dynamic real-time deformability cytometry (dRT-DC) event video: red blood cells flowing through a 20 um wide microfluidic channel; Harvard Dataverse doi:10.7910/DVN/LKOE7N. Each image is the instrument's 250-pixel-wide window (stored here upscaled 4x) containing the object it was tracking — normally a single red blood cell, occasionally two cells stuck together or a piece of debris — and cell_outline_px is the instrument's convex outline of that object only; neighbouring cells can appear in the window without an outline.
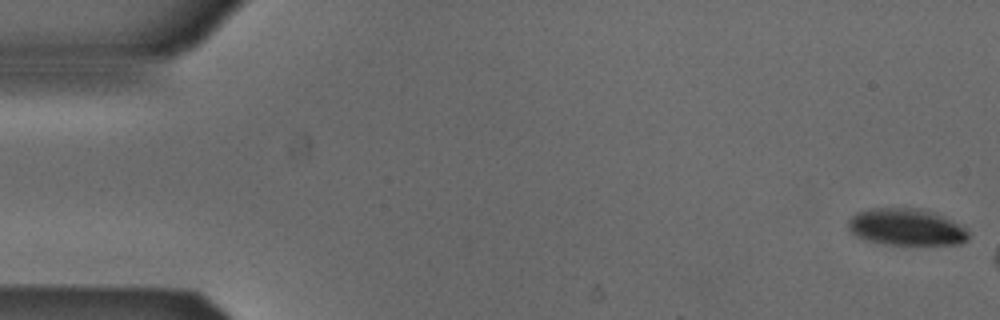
{"species": "Egyptian fruit bat (a non-hibernating species)", "species_latin": "Rousettus aegyptiacus", "temperature_condition": "cold", "stored_images_in_passage": 7, "camera_frame_rate_fps": 3000, "um_per_image_px": 0.085, "animal": {"sex": "male"}, "frame": {"image": 1, "passage_image": 1, "time_ms": 0.0, "image_size_px": [1000, 320], "cell_outline_px": [[968, 240], [960, 244], [884, 244], [868, 240], [856, 236], [848, 228], [848, 220], [856, 212], [872, 208], [920, 208], [936, 212], [952, 220], [964, 228], [968, 232]], "centroid_in_image_um": [77.03, 19.29], "position_along_channel_um": 8.0, "area_um2": 25.78}}